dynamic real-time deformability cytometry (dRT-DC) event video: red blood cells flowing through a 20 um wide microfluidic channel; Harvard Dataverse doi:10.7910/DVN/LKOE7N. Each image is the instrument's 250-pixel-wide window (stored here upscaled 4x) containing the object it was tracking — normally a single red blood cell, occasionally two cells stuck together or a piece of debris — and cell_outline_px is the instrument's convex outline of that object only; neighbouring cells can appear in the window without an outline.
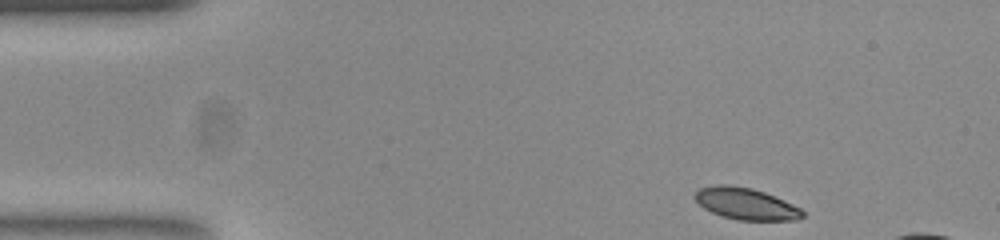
{"species": "common noctule bat (a hibernating species)", "species_latin": "Nyctalus noctula", "temperature_condition": "room temperature", "stored_images_in_passage": 45, "camera_frame_rate_fps": 3000, "um_per_image_px": 0.085, "animal": {"sex": "female", "body_mass_g": 23.0, "forearm_length_mm": 53.4}, "frame": {"image": 1, "passage_image": 1, "time_ms": 0.0, "image_size_px": [1000, 240], "cell_outline_px": [[804, 216], [796, 220], [736, 220], [720, 216], [704, 208], [696, 200], [696, 192], [700, 188], [716, 184], [724, 184], [752, 188], [764, 192], [792, 204], [800, 208], [804, 212]], "centroid_in_image_um": [63.4, 17.33], "position_along_channel_um": 21.6, "area_um2": 19.71}}
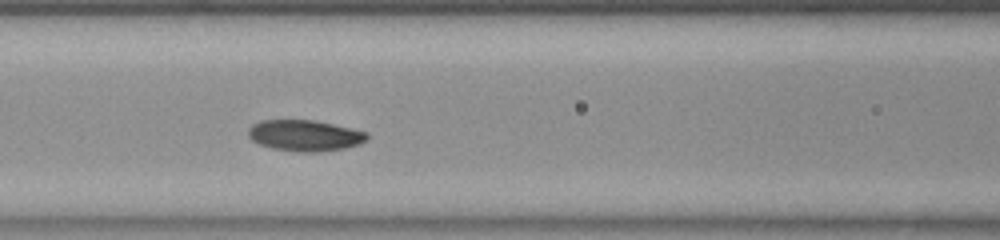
{"frame": {"image": 2, "passage_image": 17, "time_ms": 5.333, "image_size_px": [1000, 240], "cell_outline_px": [[368, 136], [364, 140], [356, 144], [344, 148], [316, 152], [300, 152], [272, 148], [260, 144], [252, 140], [248, 136], [248, 128], [252, 124], [260, 120], [316, 120], [368, 132]], "centroid_in_image_um": [25.86, 11.5], "position_along_channel_um": 140.7, "area_um2": 21.39}}
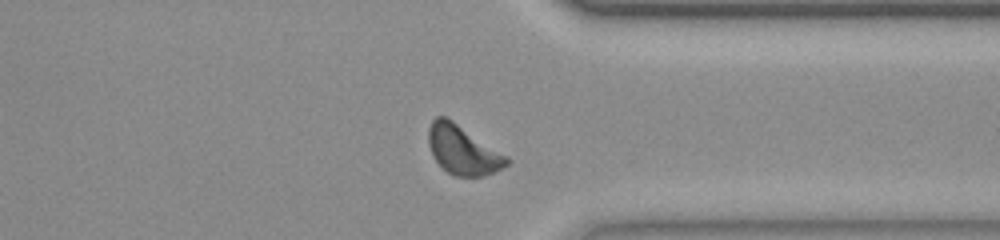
{"frame": {"image": 3, "passage_image": 36, "time_ms": 11.667, "image_size_px": [1000, 240], "cell_outline_px": [[508, 164], [504, 168], [496, 172], [484, 176], [456, 176], [448, 172], [432, 156], [428, 144], [428, 128], [432, 120], [436, 116], [444, 116], [452, 120], [508, 156]], "centroid_in_image_um": [39.34, 12.75], "position_along_channel_um": 372.1, "area_um2": 22.31}, "authors_computed_cell_mechanics": {"area_um2": 21.2126, "velocity_mm_per_s": 3.711, "shape_relaxation_time_tau1_ms": 1.6851, "shape_relaxation_time_tau2_ms": 6.3891, "deformation_change_tau1": 0.0813, "deformation_change_tau2": 0.1175}}